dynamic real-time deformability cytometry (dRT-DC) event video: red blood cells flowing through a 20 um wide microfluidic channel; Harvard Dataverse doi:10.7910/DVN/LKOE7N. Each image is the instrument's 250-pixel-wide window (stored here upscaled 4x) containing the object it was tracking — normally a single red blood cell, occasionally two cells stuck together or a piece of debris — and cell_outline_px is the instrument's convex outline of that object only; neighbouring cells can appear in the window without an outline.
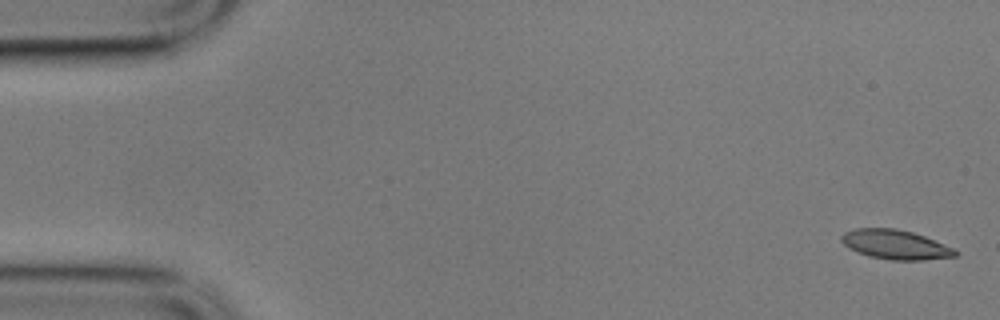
{"species": "common noctule bat (a hibernating species)", "species_latin": "Nyctalus noctula", "temperature_condition": "cold", "stored_images_in_passage": 15, "camera_frame_rate_fps": 3000, "um_per_image_px": 0.085, "animal": {"sex": "male", "body_mass_g": 17.9}, "frame": {"image": 1, "passage_image": 1, "time_ms": 0.0, "image_size_px": [1000, 320], "cell_outline_px": [[960, 252], [956, 256], [924, 260], [892, 260], [868, 256], [848, 248], [840, 240], [840, 236], [844, 232], [856, 228], [896, 228], [912, 232], [924, 236], [952, 248]], "centroid_in_image_um": [76.08, 20.79], "position_along_channel_um": 8.9, "area_um2": 19.48}}
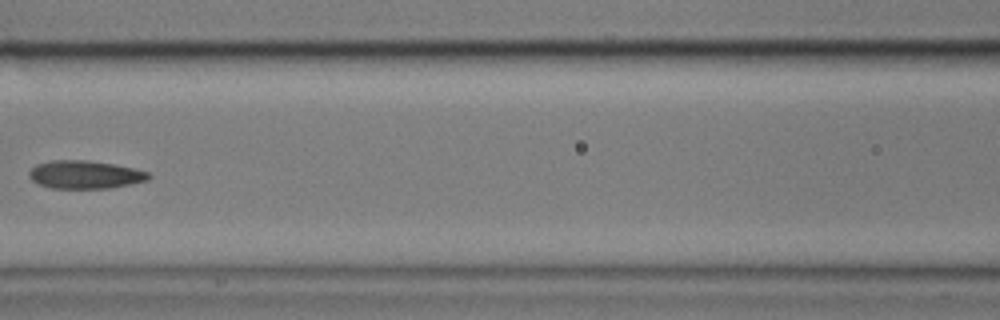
{"frame": {"image": 2, "passage_image": 7, "time_ms": 2.0, "image_size_px": [1000, 320], "cell_outline_px": [[152, 176], [148, 180], [132, 184], [112, 188], [52, 188], [36, 184], [28, 176], [28, 172], [36, 164], [52, 160], [88, 160], [116, 164], [136, 168], [148, 172]], "centroid_in_image_um": [7.24, 14.84], "position_along_channel_um": 159.4, "area_um2": 19.88}}
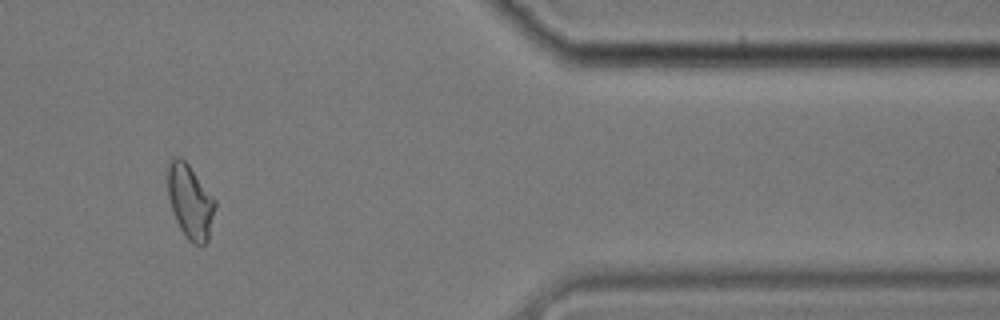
{"frame": {"image": 3, "passage_image": 13, "time_ms": 4.0, "image_size_px": [1000, 320], "cell_outline_px": [[216, 204], [208, 240], [200, 248], [192, 244], [184, 236], [176, 220], [168, 196], [168, 164], [172, 156], [180, 156], [188, 164], [216, 200]], "centroid_in_image_um": [16.17, 17.16], "position_along_channel_um": 395.2, "area_um2": 20.52}}